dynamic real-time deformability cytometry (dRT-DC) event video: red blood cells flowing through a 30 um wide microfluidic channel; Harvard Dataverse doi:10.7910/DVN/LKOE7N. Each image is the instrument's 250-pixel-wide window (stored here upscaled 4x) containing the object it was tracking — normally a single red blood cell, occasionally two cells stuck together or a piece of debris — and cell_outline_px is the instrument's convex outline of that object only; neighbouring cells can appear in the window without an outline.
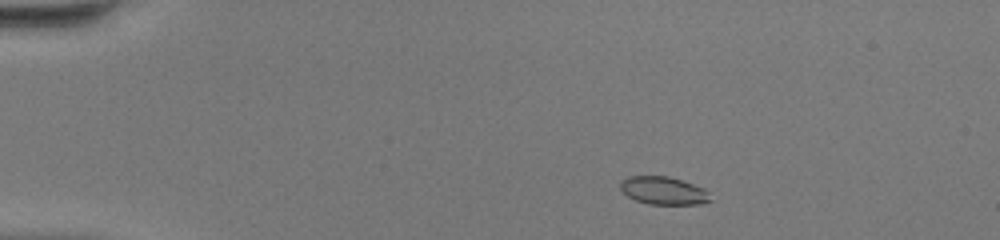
{"species": "common noctule bat (a hibernating species)", "species_latin": "Nyctalus noctula", "temperature_condition": "warm", "stored_images_in_passage": 43, "camera_frame_rate_fps": 3000, "um_per_image_px": 0.085, "animal": {"sex": "female", "body_mass_g": 20.0, "forearm_length_mm": 54.0}, "frame": {"image": 1, "passage_image": 4, "time_ms": 1.0, "image_size_px": [1000, 240], "cell_outline_px": [[712, 200], [704, 204], [648, 204], [636, 200], [628, 196], [620, 188], [620, 180], [628, 176], [668, 176], [704, 188], [708, 192]], "centroid_in_image_um": [56.4, 16.2], "position_along_channel_um": 28.6, "area_um2": 14.62}}
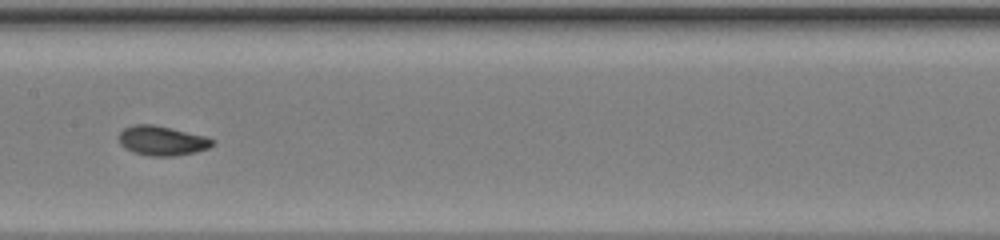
{"frame": {"image": 2, "passage_image": 21, "time_ms": 6.667, "image_size_px": [1000, 240], "cell_outline_px": [[216, 144], [208, 148], [196, 152], [172, 156], [148, 156], [132, 152], [124, 148], [120, 144], [120, 132], [124, 128], [132, 124], [152, 124], [204, 136], [216, 140]], "centroid_in_image_um": [13.77, 11.97], "position_along_channel_um": 193.6, "area_um2": 16.13}}
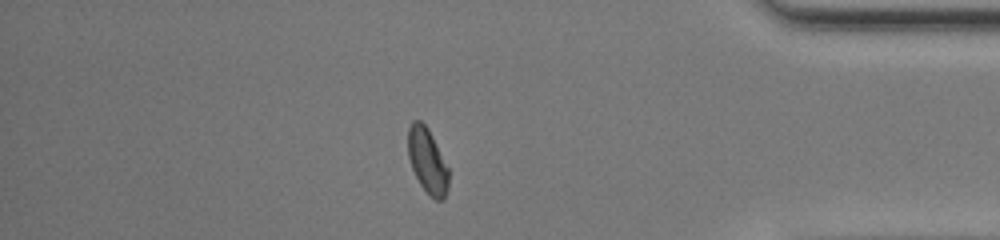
{"frame": {"image": 3, "passage_image": 37, "time_ms": 12.0, "image_size_px": [1000, 240], "cell_outline_px": [[448, 188], [444, 200], [436, 200], [420, 184], [412, 168], [408, 156], [408, 128], [412, 120], [420, 120], [428, 128], [448, 168]], "centroid_in_image_um": [36.32, 13.65], "position_along_channel_um": 398.9, "area_um2": 15.14}, "authors_computed_cell_mechanics": {"area_um2": 15.4326, "velocity_mm_per_s": 4.3568, "shape_relaxation_time_tau1_ms": 3.7711, "shape_relaxation_time_tau2_ms": 1.2207, "deformation_change_tau1": 0.143, "deformation_change_tau2": 0.0535}}